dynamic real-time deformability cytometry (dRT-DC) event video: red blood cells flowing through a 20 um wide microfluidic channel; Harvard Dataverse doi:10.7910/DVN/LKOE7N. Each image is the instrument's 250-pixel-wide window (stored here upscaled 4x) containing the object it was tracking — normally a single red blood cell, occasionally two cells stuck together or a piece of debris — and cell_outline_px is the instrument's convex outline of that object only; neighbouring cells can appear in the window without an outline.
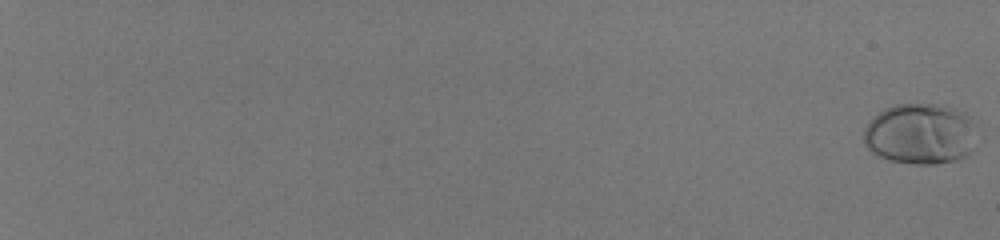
{"species": "human", "species_latin": "Homo sapiens", "temperature_condition": "room temperature", "stored_images_in_passage": 58, "camera_frame_rate_fps": 3000, "um_per_image_px": 0.085, "donor": {"sex": "male"}, "frame": {"image": 1, "passage_image": 1, "time_ms": 0.0, "image_size_px": [1000, 240], "cell_outline_px": [[976, 124], [972, 148], [964, 156], [956, 160], [936, 164], [916, 164], [892, 160], [880, 156], [872, 152], [864, 144], [864, 128], [872, 116], [896, 104], [944, 104], [964, 112]], "centroid_in_image_um": [78.22, 11.36], "position_along_channel_um": 6.8, "area_um2": 40.17}}
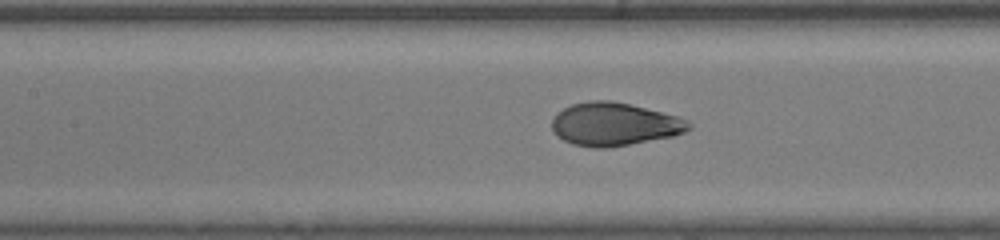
{"frame": {"image": 2, "passage_image": 34, "time_ms": 11.0, "image_size_px": [1000, 240], "cell_outline_px": [[692, 128], [684, 132], [672, 136], [608, 148], [592, 148], [572, 144], [556, 136], [552, 132], [552, 120], [556, 112], [572, 104], [592, 100], [608, 100], [628, 104], [676, 116], [688, 120], [692, 124]], "centroid_in_image_um": [52.17, 10.57], "position_along_channel_um": 155.2, "area_um2": 34.28}}
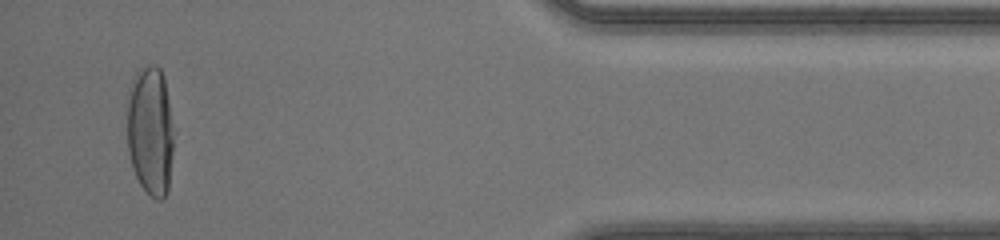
{"frame": {"image": 3, "passage_image": 56, "time_ms": 18.333, "image_size_px": [1000, 240], "cell_outline_px": [[176, 132], [168, 192], [160, 200], [156, 200], [140, 184], [132, 168], [128, 152], [124, 108], [128, 88], [136, 72], [140, 68], [148, 64], [156, 64], [160, 68], [164, 76]], "centroid_in_image_um": [12.77, 11.06], "position_along_channel_um": 422.4, "area_um2": 37.22}, "authors_computed_cell_mechanics": {"area_um2": 34.68, "velocity_mm_per_s": 4.1653, "shape_relaxation_time_tau1_ms": 3.3567, "shape_relaxation_time_tau2_ms": null, "deformation_change_tau1": 0.1967, "deformation_change_tau2": null}}